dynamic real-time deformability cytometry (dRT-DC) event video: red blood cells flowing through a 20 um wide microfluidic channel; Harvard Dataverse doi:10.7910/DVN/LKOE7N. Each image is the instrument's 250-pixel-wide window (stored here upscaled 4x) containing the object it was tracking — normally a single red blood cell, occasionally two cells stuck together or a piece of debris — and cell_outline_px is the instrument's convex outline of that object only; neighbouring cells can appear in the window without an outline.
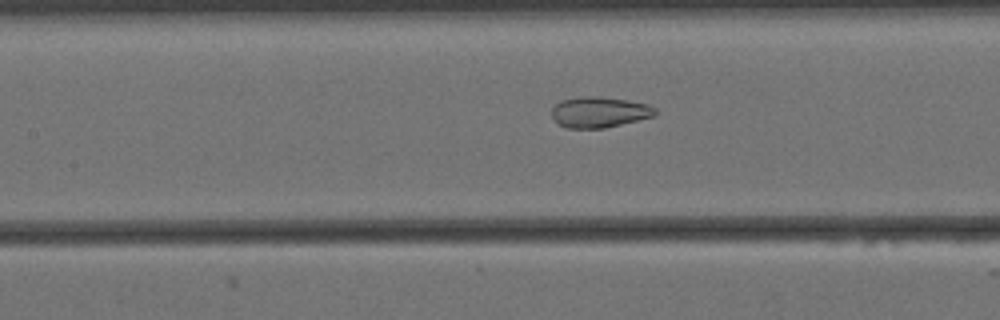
{"species": "Egyptian fruit bat (a non-hibernating species)", "species_latin": "Rousettus aegyptiacus", "temperature_condition": "cold", "stored_images_in_passage": 43, "camera_frame_rate_fps": 3000, "um_per_image_px": 0.085, "animal": {"sex": "female"}, "frame": {"image": 1, "passage_image": 10, "time_ms": 3.0, "image_size_px": [1000, 320], "cell_outline_px": [[656, 116], [604, 128], [564, 128], [552, 116], [552, 108], [560, 100], [580, 96], [600, 96], [628, 100], [648, 104], [656, 108]], "centroid_in_image_um": [50.96, 9.52], "position_along_channel_um": 156.4, "area_um2": 18.67}}
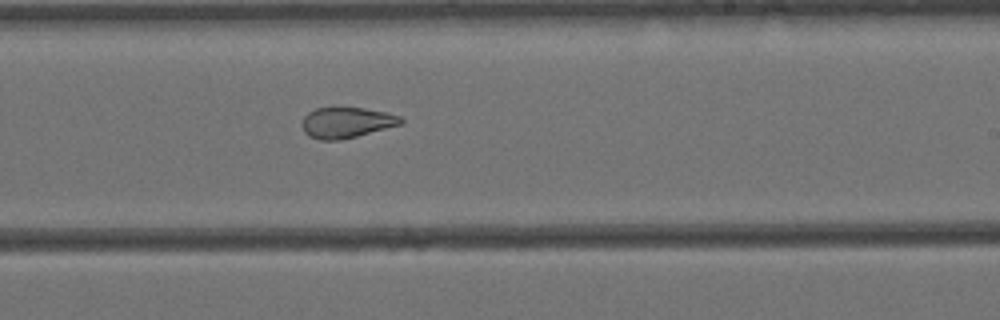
{"frame": {"image": 2, "passage_image": 19, "time_ms": 6.0, "image_size_px": [1000, 320], "cell_outline_px": [[404, 124], [340, 140], [320, 140], [308, 136], [304, 132], [304, 116], [308, 112], [316, 108], [364, 108], [384, 112], [400, 116], [404, 120]], "centroid_in_image_um": [29.48, 10.42], "position_along_channel_um": 259.5, "area_um2": 17.51}}
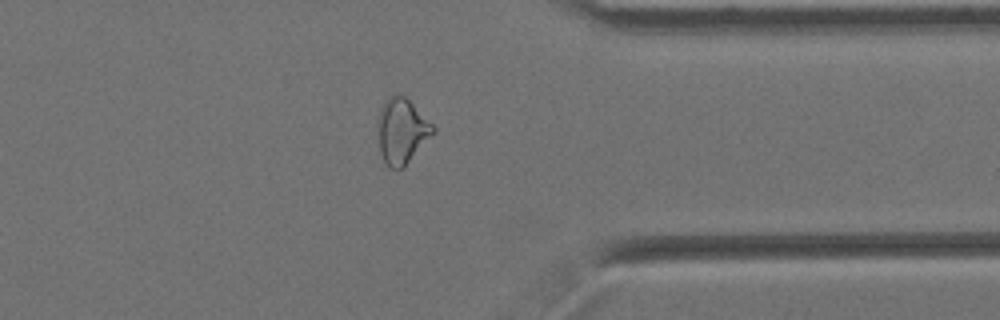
{"frame": {"image": 3, "passage_image": 30, "time_ms": 9.667, "image_size_px": [1000, 320], "cell_outline_px": [[436, 132], [404, 168], [392, 168], [384, 160], [380, 152], [380, 108], [396, 92], [404, 96], [436, 128]], "centroid_in_image_um": [34.21, 11.16], "position_along_channel_um": 377.2, "area_um2": 20.35}, "authors_computed_cell_mechanics": {"area_um2": 19.7676, "velocity_mm_per_s": 3.4572, "shape_relaxation_time_tau1_ms": null, "shape_relaxation_time_tau2_ms": 1.7137, "deformation_change_tau1": null, "deformation_change_tau2": 0.0818}}